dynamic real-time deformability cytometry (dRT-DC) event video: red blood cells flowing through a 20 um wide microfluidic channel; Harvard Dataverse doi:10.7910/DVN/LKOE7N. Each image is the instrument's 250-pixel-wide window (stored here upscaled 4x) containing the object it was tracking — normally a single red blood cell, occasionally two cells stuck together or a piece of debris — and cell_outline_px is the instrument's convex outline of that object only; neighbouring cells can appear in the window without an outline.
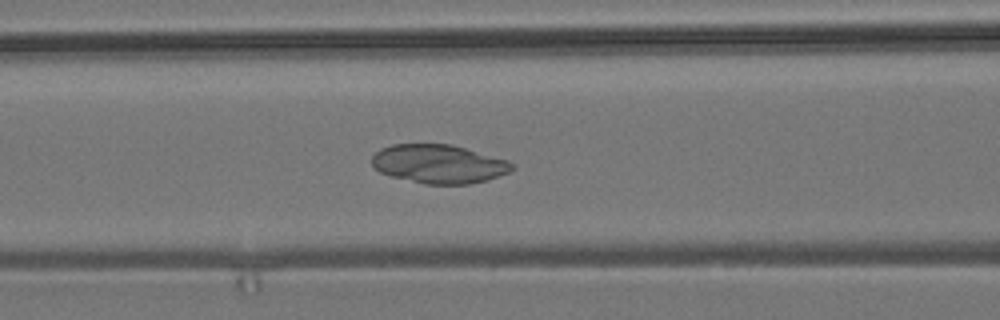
{"species": "common noctule bat (a hibernating species)", "species_latin": "Nyctalus noctula", "temperature_condition": "room temperature", "stored_images_in_passage": 56, "camera_frame_rate_fps": 3000, "um_per_image_px": 0.085, "animal": {"sex": "male", "body_mass_g": 19.2, "forearm_length_mm": 51.8}, "frame": {"image": 1, "passage_image": 23, "time_ms": 7.333, "image_size_px": [1000, 320], "cell_outline_px": [[516, 168], [508, 172], [488, 180], [468, 184], [424, 184], [392, 176], [380, 172], [372, 164], [372, 156], [380, 148], [392, 144], [452, 144], [508, 160], [516, 164]], "centroid_in_image_um": [37.33, 13.93], "position_along_channel_um": 129.3, "area_um2": 31.73}}
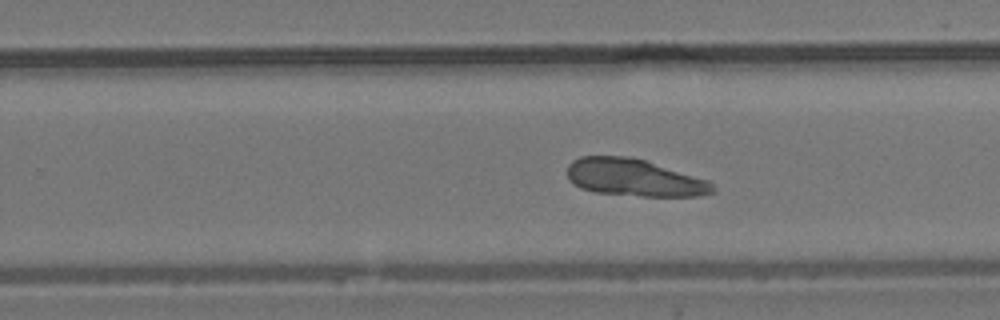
{"frame": {"image": 2, "passage_image": 35, "time_ms": 11.333, "image_size_px": [1000, 320], "cell_outline_px": [[716, 192], [696, 196], [640, 196], [596, 192], [580, 188], [572, 184], [568, 180], [568, 164], [572, 160], [580, 156], [628, 156], [644, 160], [708, 180], [712, 184]], "centroid_in_image_um": [53.87, 15.1], "position_along_channel_um": 275.9, "area_um2": 31.5}}
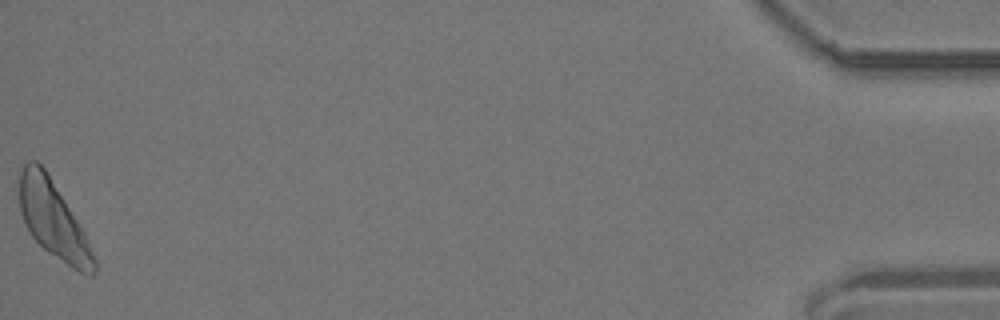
{"frame": {"image": 3, "passage_image": 56, "time_ms": 18.333, "image_size_px": [1000, 320], "cell_outline_px": [[96, 272], [92, 276], [84, 276], [48, 252], [32, 236], [24, 224], [20, 212], [20, 172], [24, 164], [28, 160], [36, 160], [44, 168], [84, 232], [96, 260]], "centroid_in_image_um": [4.53, 18.72], "position_along_channel_um": 430.7, "area_um2": 32.95}}